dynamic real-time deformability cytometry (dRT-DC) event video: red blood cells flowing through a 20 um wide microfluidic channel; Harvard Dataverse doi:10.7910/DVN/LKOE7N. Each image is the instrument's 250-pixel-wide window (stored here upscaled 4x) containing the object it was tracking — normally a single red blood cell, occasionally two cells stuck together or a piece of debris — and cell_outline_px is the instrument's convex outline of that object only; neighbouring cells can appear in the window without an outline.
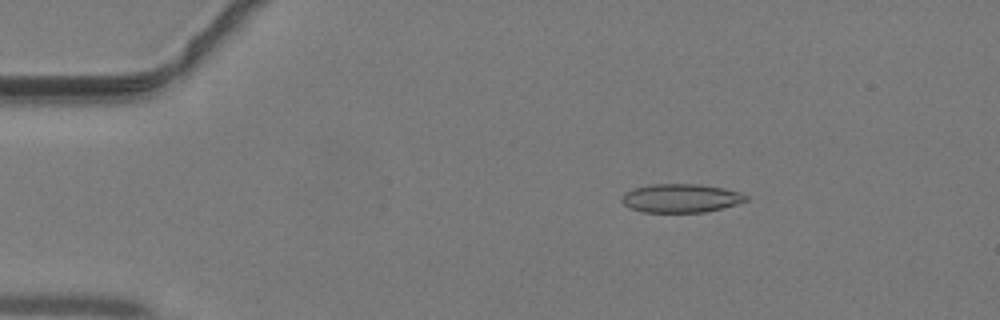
{"species": "common noctule bat (a hibernating species)", "species_latin": "Nyctalus noctula", "temperature_condition": "warm", "stored_images_in_passage": 40, "camera_frame_rate_fps": 3000, "um_per_image_px": 0.085, "animal": {"sex": "male", "body_mass_g": 19.2, "forearm_length_mm": 51.8}, "frame": {"image": 1, "passage_image": 4, "time_ms": 1.0, "image_size_px": [1000, 320], "cell_outline_px": [[748, 200], [736, 204], [704, 212], [640, 212], [628, 208], [620, 200], [624, 192], [636, 188], [652, 184], [700, 184], [724, 188], [740, 192], [748, 196]], "centroid_in_image_um": [57.85, 16.84], "position_along_channel_um": 27.2, "area_um2": 20.75}}
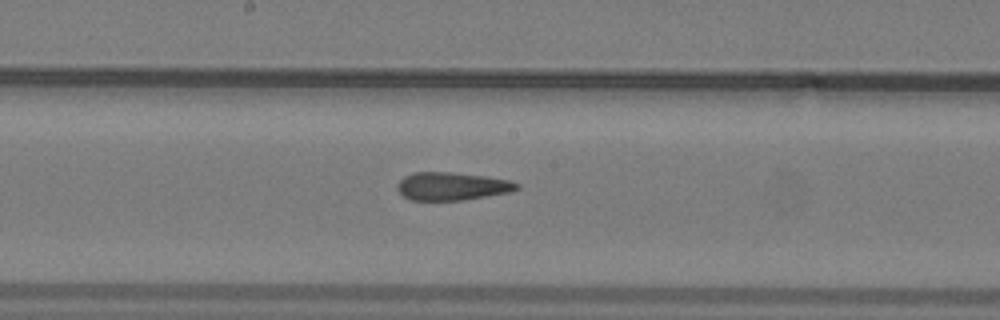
{"frame": {"image": 2, "passage_image": 20, "time_ms": 6.333, "image_size_px": [1000, 320], "cell_outline_px": [[520, 188], [508, 192], [464, 200], [412, 200], [404, 196], [396, 188], [396, 184], [404, 176], [416, 172], [448, 172], [484, 176], [508, 180], [520, 184]], "centroid_in_image_um": [38.39, 15.83], "position_along_channel_um": 209.8, "area_um2": 19.31}}
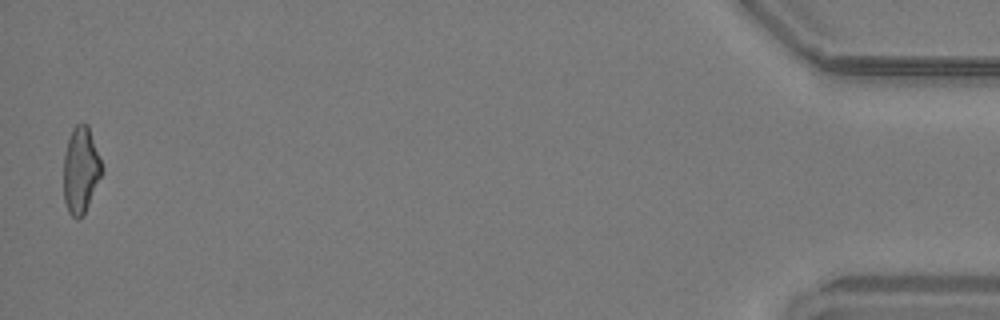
{"frame": {"image": 3, "passage_image": 40, "time_ms": 13.0, "image_size_px": [1000, 320], "cell_outline_px": [[104, 168], [84, 216], [76, 220], [68, 212], [64, 200], [64, 156], [68, 140], [72, 128], [76, 124], [88, 124]], "centroid_in_image_um": [6.87, 14.48], "position_along_channel_um": 428.3, "area_um2": 19.36}}